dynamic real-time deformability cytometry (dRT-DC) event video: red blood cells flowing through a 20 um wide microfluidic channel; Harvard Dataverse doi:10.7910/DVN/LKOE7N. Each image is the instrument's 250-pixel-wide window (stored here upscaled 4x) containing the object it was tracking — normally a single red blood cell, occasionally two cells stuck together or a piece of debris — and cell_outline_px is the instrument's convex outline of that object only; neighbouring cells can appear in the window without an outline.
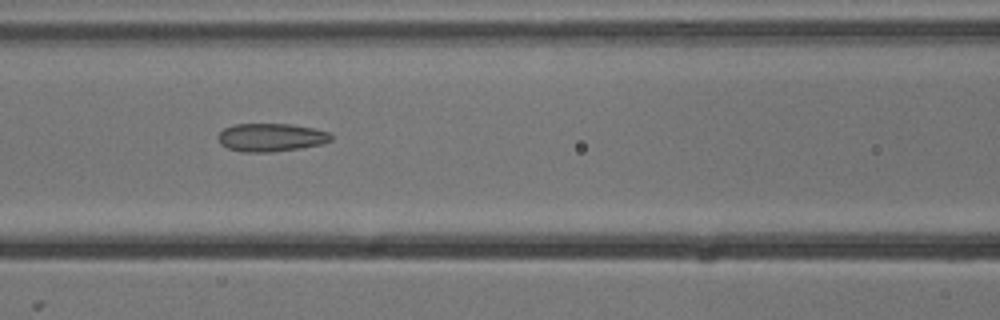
{"species": "common noctule bat (a hibernating species)", "species_latin": "Nyctalus noctula", "temperature_condition": "cold", "stored_images_in_passage": 7, "camera_frame_rate_fps": 3000, "um_per_image_px": 0.085, "animal": {"sex": "male", "body_mass_g": 13.3}, "frame": {"image": 1, "passage_image": 7, "time_ms": 2.0, "image_size_px": [1000, 320], "cell_outline_px": [[332, 140], [324, 144], [300, 148], [272, 152], [244, 152], [228, 148], [220, 144], [216, 136], [224, 128], [236, 124], [292, 124], [312, 128], [328, 132], [332, 136]], "centroid_in_image_um": [23.03, 11.68], "position_along_channel_um": 143.6, "area_um2": 18.61}}